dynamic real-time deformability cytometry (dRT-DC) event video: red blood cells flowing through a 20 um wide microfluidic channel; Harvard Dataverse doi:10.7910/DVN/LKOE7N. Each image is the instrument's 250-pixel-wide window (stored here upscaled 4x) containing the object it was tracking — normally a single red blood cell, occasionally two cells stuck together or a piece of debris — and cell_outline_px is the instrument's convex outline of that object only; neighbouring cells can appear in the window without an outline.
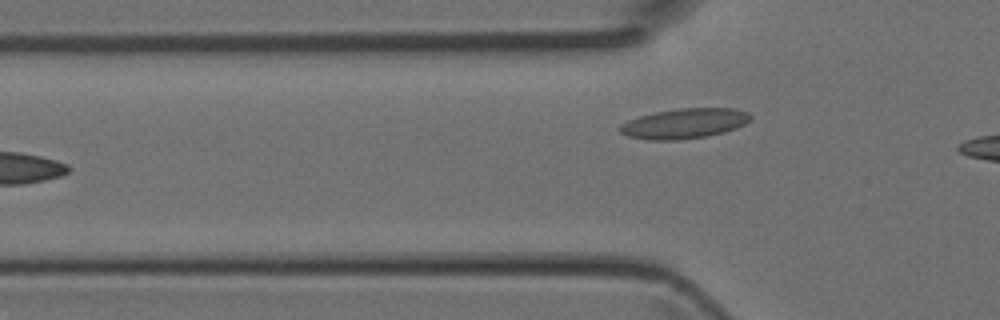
{"species": "Egyptian fruit bat (a non-hibernating species)", "species_latin": "Rousettus aegyptiacus", "temperature_condition": "room temperature", "stored_images_in_passage": 4, "camera_frame_rate_fps": 3000, "um_per_image_px": 0.085, "animal": {"sex": "female"}, "frame": {"image": 1, "passage_image": 4, "time_ms": 1.0, "image_size_px": [1000, 320], "cell_outline_px": [[752, 120], [736, 128], [724, 132], [708, 136], [680, 140], [648, 140], [628, 136], [620, 132], [620, 124], [628, 120], [640, 116], [656, 112], [680, 108], [736, 108], [748, 112], [752, 116]], "centroid_in_image_um": [58.21, 10.5], "position_along_channel_um": 67.6, "area_um2": 23.0}}